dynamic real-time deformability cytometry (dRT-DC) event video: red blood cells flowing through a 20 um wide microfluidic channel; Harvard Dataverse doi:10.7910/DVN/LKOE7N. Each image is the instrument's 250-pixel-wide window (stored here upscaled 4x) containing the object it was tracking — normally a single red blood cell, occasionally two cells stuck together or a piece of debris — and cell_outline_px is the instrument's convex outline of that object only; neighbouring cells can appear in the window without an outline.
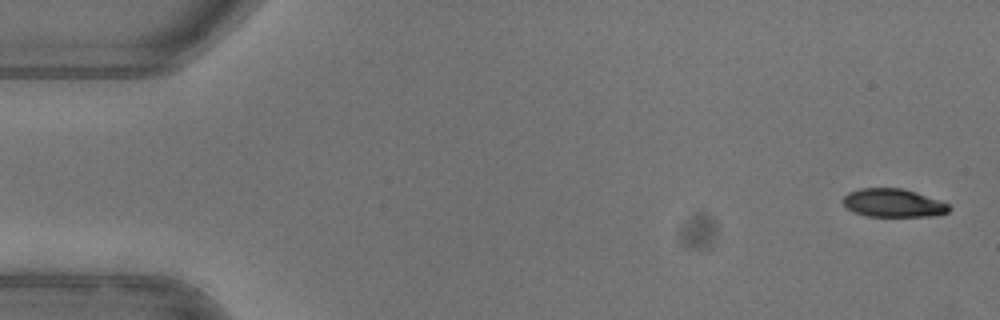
{"species": "common noctule bat (a hibernating species)", "species_latin": "Nyctalus noctula", "temperature_condition": "warm", "stored_images_in_passage": 47, "camera_frame_rate_fps": 3000, "um_per_image_px": 0.085, "animal": {"sex": "female"}, "frame": {"image": 1, "passage_image": 1, "time_ms": 0.0, "image_size_px": [1000, 320], "cell_outline_px": [[952, 208], [948, 212], [932, 216], [868, 216], [852, 212], [840, 200], [848, 192], [860, 188], [904, 188], [940, 200], [948, 204]], "centroid_in_image_um": [75.91, 17.24], "position_along_channel_um": 9.1, "area_um2": 17.63}}
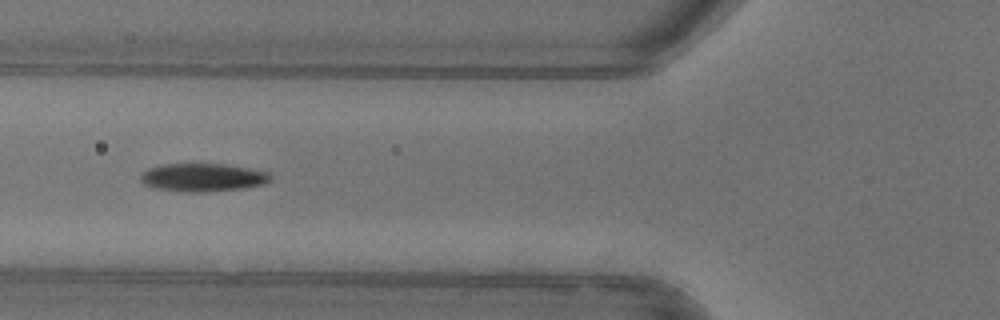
{"frame": {"image": 2, "passage_image": 19, "time_ms": 6.0, "image_size_px": [1000, 320], "cell_outline_px": [[272, 180], [260, 184], [240, 188], [204, 192], [180, 192], [156, 188], [144, 184], [140, 180], [140, 176], [148, 168], [168, 164], [224, 164], [252, 168], [268, 172], [272, 176]], "centroid_in_image_um": [17.24, 15.08], "position_along_channel_um": 108.6, "area_um2": 21.15}, "authors_computed_cell_mechanics": {"area_um2": 21.1548, "velocity_mm_per_s": 3.9771, "shape_relaxation_time_tau1_ms": 4.2415, "shape_relaxation_time_tau2_ms": 2.6542, "deformation_change_tau1": 0.1743, "deformation_change_tau2": 0.0579}}